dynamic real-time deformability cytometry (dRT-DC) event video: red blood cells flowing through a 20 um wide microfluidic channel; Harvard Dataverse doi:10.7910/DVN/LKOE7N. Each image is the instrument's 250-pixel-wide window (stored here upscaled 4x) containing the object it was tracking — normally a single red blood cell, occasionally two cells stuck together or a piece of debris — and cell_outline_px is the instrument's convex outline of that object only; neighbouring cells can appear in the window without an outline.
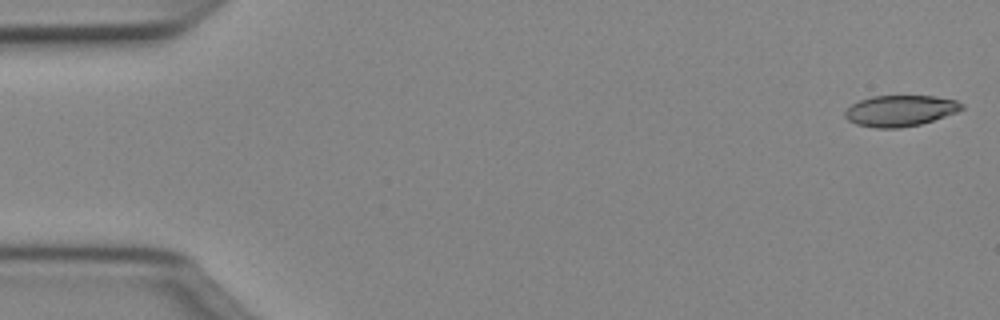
{"species": "Egyptian fruit bat (a non-hibernating species)", "species_latin": "Rousettus aegyptiacus", "temperature_condition": "cold", "stored_images_in_passage": 50, "camera_frame_rate_fps": 3000, "um_per_image_px": 0.085, "animal": {"sex": "female"}, "frame": {"image": 1, "passage_image": 1, "time_ms": 0.0, "image_size_px": [1000, 320], "cell_outline_px": [[964, 108], [956, 112], [920, 124], [900, 128], [876, 128], [856, 124], [848, 120], [844, 116], [844, 112], [852, 104], [860, 100], [872, 96], [936, 96], [956, 100], [964, 104]], "centroid_in_image_um": [76.51, 9.41], "position_along_channel_um": 8.5, "area_um2": 21.04}}
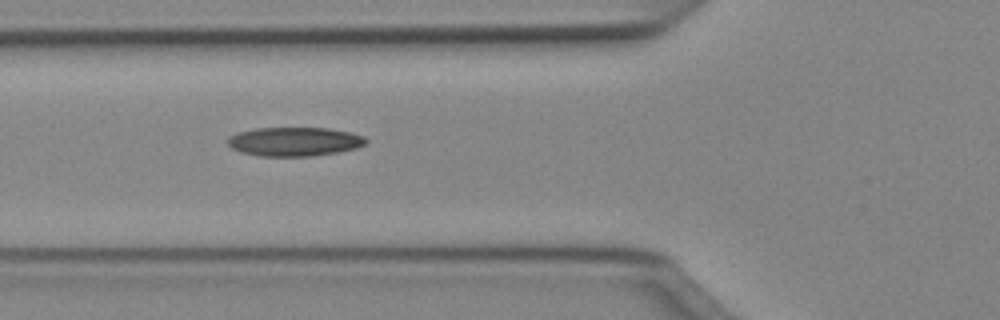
{"frame": {"image": 2, "passage_image": 18, "time_ms": 5.667, "image_size_px": [1000, 320], "cell_outline_px": [[368, 140], [364, 144], [356, 148], [336, 152], [312, 156], [260, 156], [240, 152], [232, 148], [228, 144], [228, 136], [240, 132], [256, 128], [328, 128], [352, 132], [364, 136]], "centroid_in_image_um": [25.03, 12.03], "position_along_channel_um": 100.8, "area_um2": 23.29}}
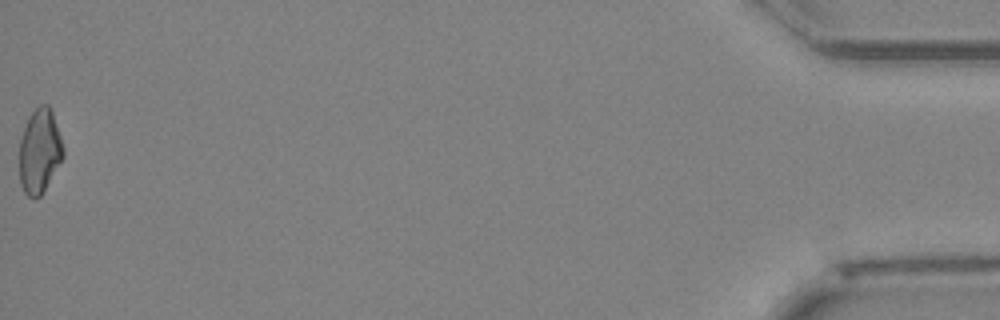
{"frame": {"image": 3, "passage_image": 50, "time_ms": 16.333, "image_size_px": [1000, 320], "cell_outline_px": [[64, 156], [40, 196], [36, 200], [28, 196], [24, 192], [20, 184], [20, 140], [28, 116], [40, 104], [48, 104], [52, 112], [64, 148]], "centroid_in_image_um": [3.36, 12.85], "position_along_channel_um": 431.8, "area_um2": 21.39}, "authors_computed_cell_mechanics": {"area_um2": 22.2819, "velocity_mm_per_s": 4.0458, "shape_relaxation_time_tau1_ms": 8.9254, "shape_relaxation_time_tau2_ms": 10.7743, "deformation_change_tau1": 0.2035, "deformation_change_tau2": 0.2159}}